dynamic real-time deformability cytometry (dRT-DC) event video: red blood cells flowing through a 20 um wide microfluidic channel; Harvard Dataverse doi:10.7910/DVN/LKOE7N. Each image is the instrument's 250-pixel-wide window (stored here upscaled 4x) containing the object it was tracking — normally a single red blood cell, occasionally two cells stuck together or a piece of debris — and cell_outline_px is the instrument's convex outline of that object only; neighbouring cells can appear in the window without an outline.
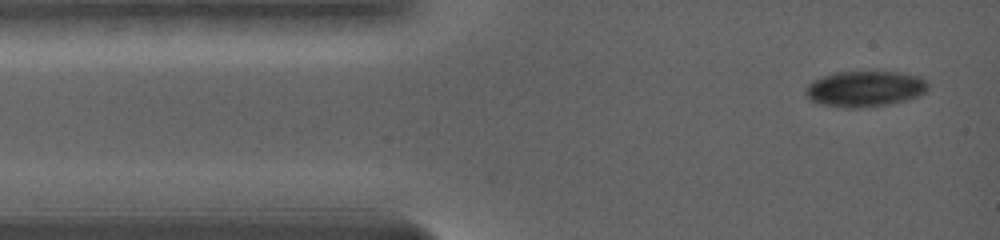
{"species": "common noctule bat (a hibernating species)", "species_latin": "Nyctalus noctula", "temperature_condition": "warm", "stored_images_in_passage": 33, "camera_frame_rate_fps": 5000, "um_per_image_px": 0.085, "animal": {"sex": "female", "body_mass_g": 19.0, "forearm_length_mm": 56.7}, "frame": {"image": 1, "passage_image": 1, "time_ms": 0.0, "image_size_px": [1000, 240], "cell_outline_px": [[924, 92], [900, 100], [880, 104], [828, 104], [816, 100], [808, 96], [808, 88], [816, 80], [824, 76], [840, 72], [888, 72], [912, 76], [924, 80]], "centroid_in_image_um": [73.51, 7.48], "position_along_channel_um": 11.5, "area_um2": 22.48}}
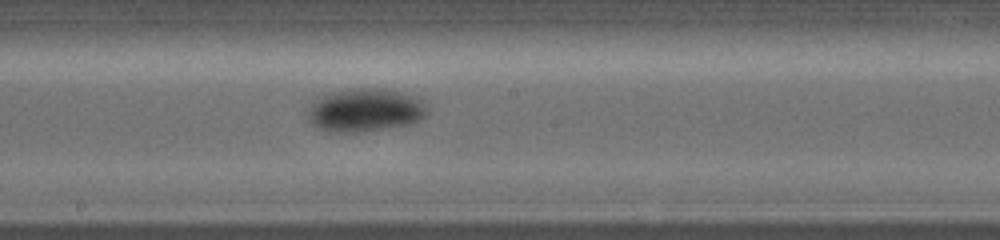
{"frame": {"image": 2, "passage_image": 13, "time_ms": 7.2, "image_size_px": [1000, 240], "cell_outline_px": [[428, 112], [420, 120], [408, 124], [356, 132], [328, 132], [312, 124], [308, 120], [308, 108], [316, 96], [332, 92], [352, 88], [384, 88], [416, 96], [428, 104]], "centroid_in_image_um": [31.02, 9.34], "position_along_channel_um": 217.2, "area_um2": 30.35}}
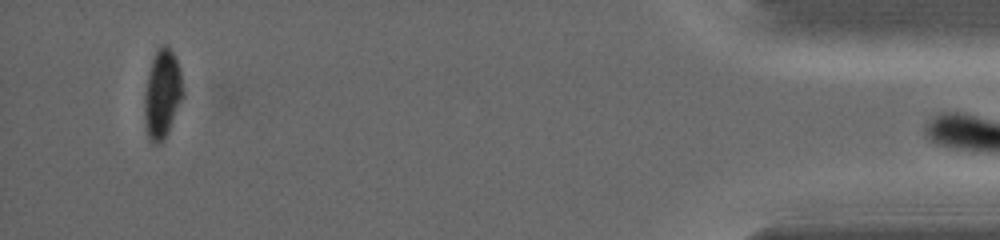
{"frame": {"image": 3, "passage_image": 32, "time_ms": 15.6, "image_size_px": [1000, 240], "cell_outline_px": [[184, 96], [168, 132], [164, 140], [160, 144], [152, 144], [148, 140], [144, 120], [144, 92], [152, 60], [156, 48], [164, 44], [168, 44], [180, 68], [184, 92]], "centroid_in_image_um": [13.79, 8.02], "position_along_channel_um": 421.4, "area_um2": 20.35}}